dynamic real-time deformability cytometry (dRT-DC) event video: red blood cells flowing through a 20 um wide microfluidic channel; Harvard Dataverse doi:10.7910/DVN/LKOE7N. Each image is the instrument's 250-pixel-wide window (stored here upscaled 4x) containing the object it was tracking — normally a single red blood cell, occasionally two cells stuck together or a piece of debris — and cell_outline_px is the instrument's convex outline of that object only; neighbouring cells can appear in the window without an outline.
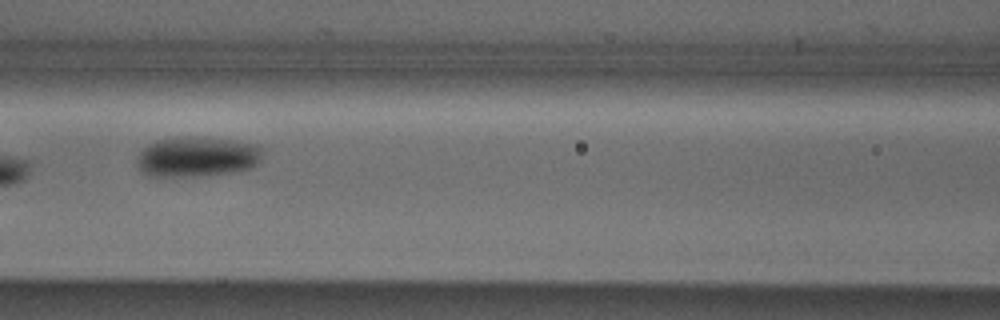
{"species": "Egyptian fruit bat (a non-hibernating species)", "species_latin": "Rousettus aegyptiacus", "temperature_condition": "cold", "stored_images_in_passage": 7, "camera_frame_rate_fps": 3000, "um_per_image_px": 0.085, "animal": {"sex": "male"}, "frame": {"image": 1, "passage_image": 4, "time_ms": 3.667, "image_size_px": [1000, 320], "cell_outline_px": [[264, 148], [260, 160], [256, 164], [248, 168], [228, 172], [192, 176], [148, 176], [136, 164], [136, 156], [148, 144], [156, 140], [172, 136], [196, 136], [232, 140], [260, 144]], "centroid_in_image_um": [16.73, 13.28], "position_along_channel_um": 149.9, "area_um2": 29.65}}
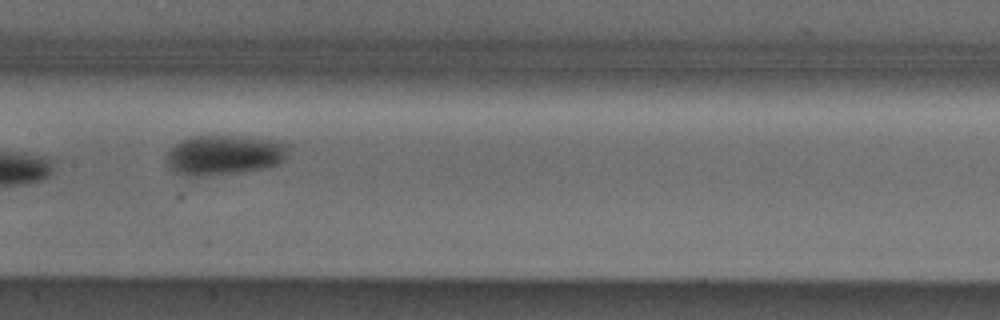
{"frame": {"image": 2, "passage_image": 5, "time_ms": 4.667, "image_size_px": [1000, 320], "cell_outline_px": [[288, 156], [284, 160], [268, 168], [240, 172], [204, 176], [184, 176], [168, 168], [164, 160], [168, 152], [180, 140], [192, 136], [240, 136], [288, 140]], "centroid_in_image_um": [19.1, 13.16], "position_along_channel_um": 188.3, "area_um2": 29.07}}
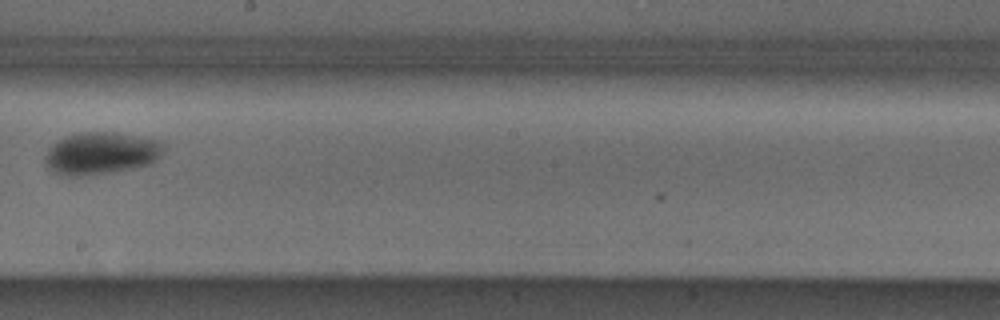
{"frame": {"image": 3, "passage_image": 6, "time_ms": 6.0, "image_size_px": [1000, 320], "cell_outline_px": [[164, 148], [160, 156], [152, 164], [132, 168], [108, 172], [76, 176], [64, 176], [56, 172], [48, 164], [48, 148], [56, 140], [80, 132], [116, 132], [160, 140], [164, 144]], "centroid_in_image_um": [8.66, 13.0], "position_along_channel_um": 239.5, "area_um2": 28.78}}